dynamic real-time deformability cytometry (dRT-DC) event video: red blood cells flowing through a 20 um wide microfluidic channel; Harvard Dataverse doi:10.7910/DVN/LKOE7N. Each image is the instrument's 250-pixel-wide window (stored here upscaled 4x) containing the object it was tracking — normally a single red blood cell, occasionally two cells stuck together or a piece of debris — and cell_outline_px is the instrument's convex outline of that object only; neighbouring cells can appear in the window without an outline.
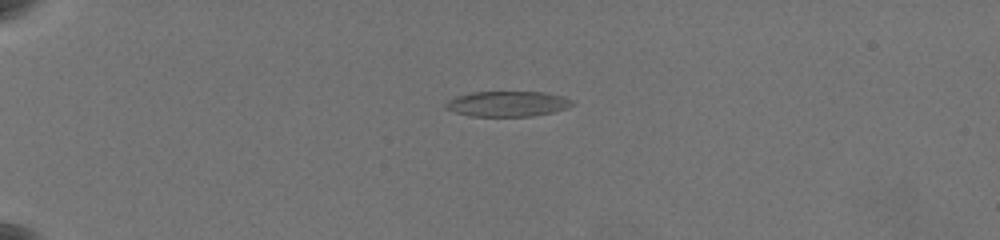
{"species": "common noctule bat (a hibernating species)", "species_latin": "Nyctalus noctula", "temperature_condition": "warm", "stored_images_in_passage": 39, "camera_frame_rate_fps": 3000, "um_per_image_px": 0.085, "animal": {"sex": "female", "body_mass_g": 19.5, "forearm_length_mm": 54.1}, "frame": {"image": 1, "passage_image": 2, "time_ms": 0.333, "image_size_px": [1000, 240], "cell_outline_px": [[572, 104], [564, 108], [552, 112], [532, 116], [472, 116], [456, 112], [444, 108], [444, 104], [448, 100], [456, 96], [472, 92], [544, 92], [564, 96], [572, 100]], "centroid_in_image_um": [43.1, 8.82], "position_along_channel_um": 41.9, "area_um2": 18.55}}
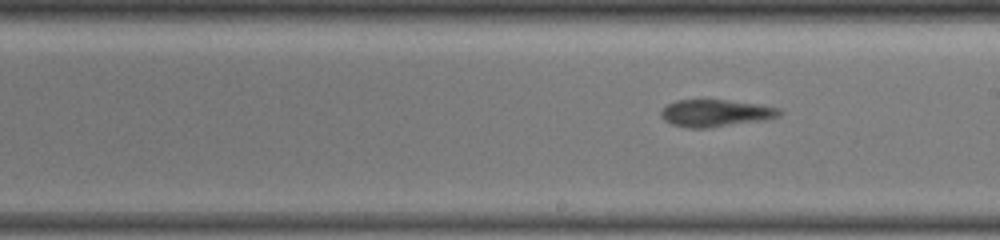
{"frame": {"image": 2, "passage_image": 23, "time_ms": 7.333, "image_size_px": [1000, 240], "cell_outline_px": [[784, 112], [780, 116], [764, 120], [708, 128], [688, 128], [672, 124], [664, 120], [660, 116], [660, 112], [668, 104], [676, 100], [728, 100], [756, 104], [780, 108]], "centroid_in_image_um": [60.84, 9.62], "position_along_channel_um": 228.2, "area_um2": 18.73}}
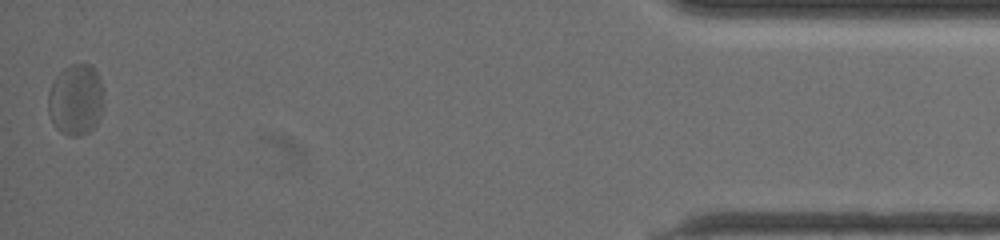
{"frame": {"image": 3, "passage_image": 39, "time_ms": 15.0, "image_size_px": [1000, 240], "cell_outline_px": [[104, 100], [100, 116], [96, 124], [88, 132], [80, 136], [68, 136], [60, 132], [52, 124], [48, 112], [48, 92], [52, 80], [64, 68], [72, 64], [92, 64], [100, 80], [104, 96]], "centroid_in_image_um": [6.43, 8.48], "position_along_channel_um": 428.8, "area_um2": 23.41}, "authors_computed_cell_mechanics": {"area_um2": 18.8428, "velocity_mm_per_s": 3.5461, "shape_relaxation_time_tau1_ms": 5.8851, "shape_relaxation_time_tau2_ms": 1.7392, "deformation_change_tau1": 0.1335, "deformation_change_tau2": 0.0819}}